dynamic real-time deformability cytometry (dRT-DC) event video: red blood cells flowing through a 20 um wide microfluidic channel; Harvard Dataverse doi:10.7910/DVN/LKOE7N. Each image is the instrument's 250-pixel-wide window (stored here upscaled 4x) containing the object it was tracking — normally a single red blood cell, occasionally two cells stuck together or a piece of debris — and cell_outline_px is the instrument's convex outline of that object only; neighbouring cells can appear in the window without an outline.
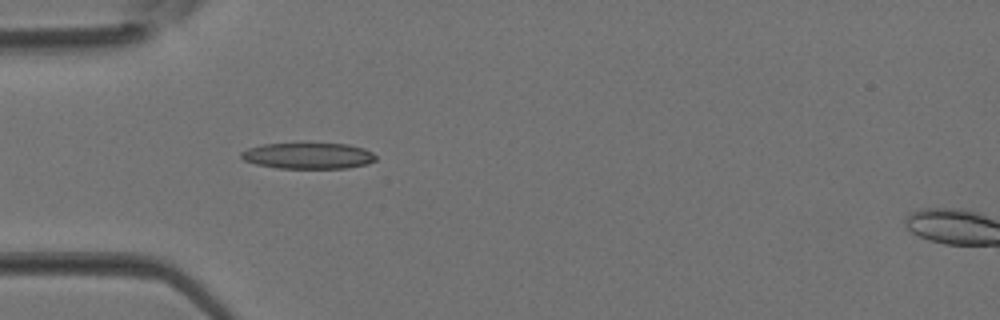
{"species": "Egyptian fruit bat (a non-hibernating species)", "species_latin": "Rousettus aegyptiacus", "temperature_condition": "room temperature", "stored_images_in_passage": 5, "camera_frame_rate_fps": 3000, "um_per_image_px": 0.085, "animal": {"sex": "female"}, "frame": {"image": 1, "passage_image": 4, "time_ms": 1.0, "image_size_px": [1000, 320], "cell_outline_px": [[376, 160], [368, 164], [348, 168], [276, 168], [256, 164], [244, 160], [240, 156], [240, 152], [248, 148], [264, 144], [348, 144], [364, 148], [372, 152], [376, 156]], "centroid_in_image_um": [26.21, 13.25], "position_along_channel_um": 58.8, "area_um2": 20.4}}